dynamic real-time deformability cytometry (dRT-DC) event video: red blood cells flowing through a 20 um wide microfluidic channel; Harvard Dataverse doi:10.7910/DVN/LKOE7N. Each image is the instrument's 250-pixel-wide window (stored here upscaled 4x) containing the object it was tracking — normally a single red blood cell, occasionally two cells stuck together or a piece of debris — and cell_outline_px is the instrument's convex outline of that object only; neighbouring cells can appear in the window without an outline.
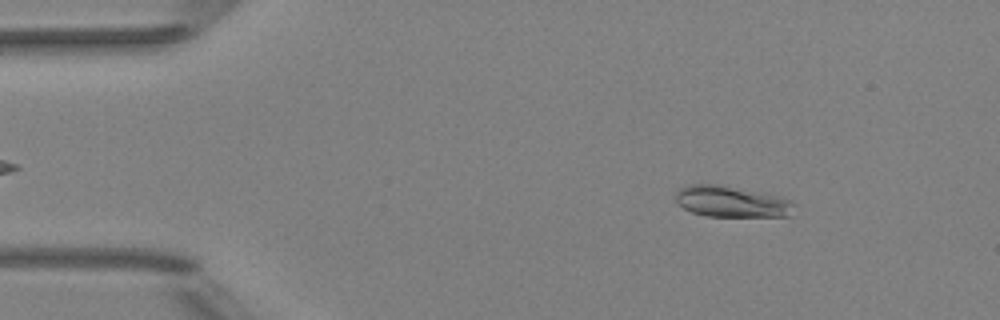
{"species": "Egyptian fruit bat (a non-hibernating species)", "species_latin": "Rousettus aegyptiacus", "temperature_condition": "room temperature", "stored_images_in_passage": 51, "camera_frame_rate_fps": 3000, "um_per_image_px": 0.085, "animal": {"sex": "female"}, "frame": {"image": 1, "passage_image": 7, "time_ms": 2.0, "image_size_px": [1000, 320], "cell_outline_px": [[796, 204], [788, 216], [708, 216], [692, 212], [676, 204], [676, 192], [680, 188], [688, 184], [716, 184], [772, 196], [788, 200]], "centroid_in_image_um": [62.08, 17.15], "position_along_channel_um": 22.9, "area_um2": 20.87}}
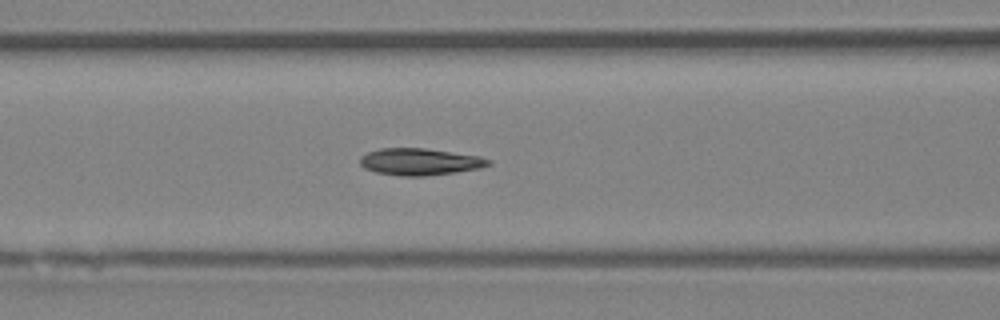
{"frame": {"image": 2, "passage_image": 21, "time_ms": 6.667, "image_size_px": [1000, 320], "cell_outline_px": [[492, 164], [480, 168], [424, 176], [400, 176], [376, 172], [364, 168], [360, 164], [360, 156], [368, 152], [380, 148], [424, 148], [480, 156], [492, 160]], "centroid_in_image_um": [35.68, 13.74], "position_along_channel_um": 130.9, "area_um2": 20.06}}
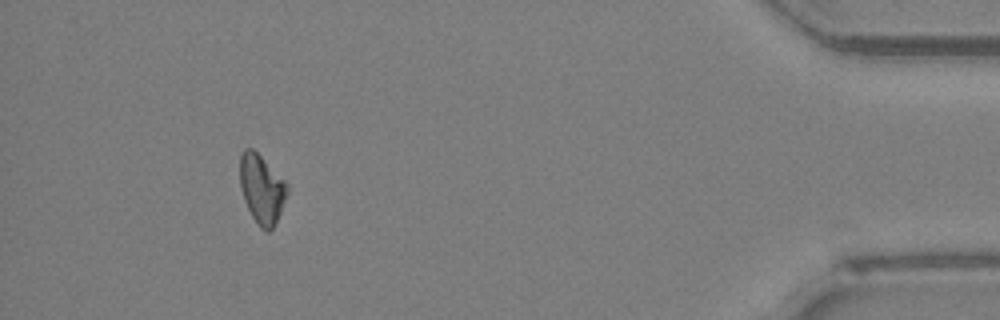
{"frame": {"image": 3, "passage_image": 47, "time_ms": 15.333, "image_size_px": [1000, 320], "cell_outline_px": [[288, 192], [280, 212], [272, 228], [268, 232], [264, 232], [260, 228], [252, 216], [244, 200], [240, 188], [240, 156], [244, 148], [252, 148], [288, 184]], "centroid_in_image_um": [22.23, 16.07], "position_along_channel_um": 413.0, "area_um2": 18.73}, "authors_computed_cell_mechanics": {"area_um2": 19.7098, "velocity_mm_per_s": 3.9919, "shape_relaxation_time_tau1_ms": 3.4425, "shape_relaxation_time_tau2_ms": null, "deformation_change_tau1": 0.1269, "deformation_change_tau2": null}}